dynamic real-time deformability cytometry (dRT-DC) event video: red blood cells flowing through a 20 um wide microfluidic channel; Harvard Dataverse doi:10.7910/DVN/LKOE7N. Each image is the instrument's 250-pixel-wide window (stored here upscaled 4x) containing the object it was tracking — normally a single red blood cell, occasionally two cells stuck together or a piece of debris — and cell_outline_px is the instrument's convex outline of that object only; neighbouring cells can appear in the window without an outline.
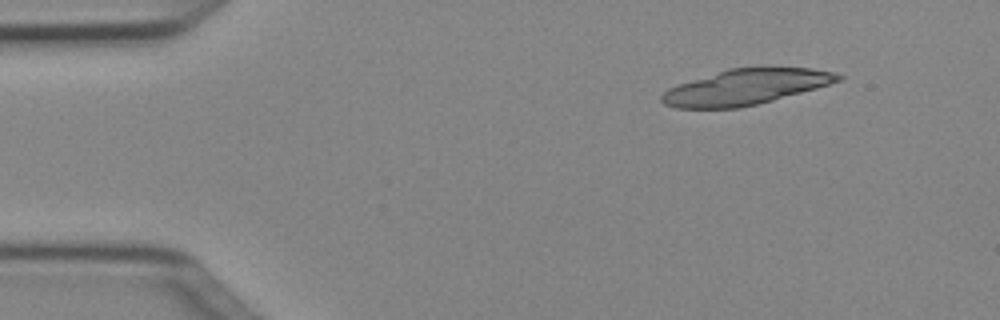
{"species": "Egyptian fruit bat (a non-hibernating species)", "species_latin": "Rousettus aegyptiacus", "temperature_condition": "cold", "stored_images_in_passage": 5, "camera_frame_rate_fps": 3000, "um_per_image_px": 0.085, "animal": {"sex": "female"}, "frame": {"image": 1, "passage_image": 2, "time_ms": 0.333, "image_size_px": [1000, 320], "cell_outline_px": [[844, 76], [840, 80], [816, 88], [772, 100], [740, 108], [676, 108], [664, 104], [660, 100], [660, 96], [668, 88], [728, 68], [764, 64], [812, 68], [836, 72]], "centroid_in_image_um": [63.43, 7.34], "position_along_channel_um": 21.6, "area_um2": 37.22}}
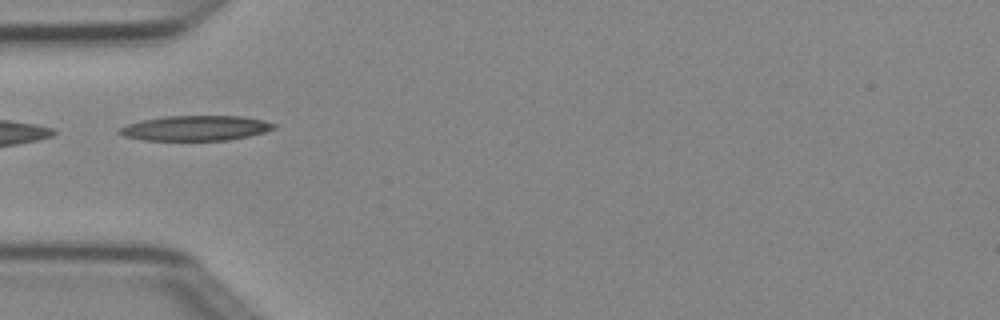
{"frame": {"image": 2, "passage_image": 5, "time_ms": 1.333, "image_size_px": [1000, 320], "cell_outline_px": [[276, 128], [264, 132], [248, 136], [228, 140], [144, 140], [124, 136], [116, 132], [120, 128], [128, 124], [144, 120], [168, 116], [244, 116], [264, 120], [276, 124]], "centroid_in_image_um": [16.66, 10.89], "position_along_channel_um": 68.3, "area_um2": 22.43}}